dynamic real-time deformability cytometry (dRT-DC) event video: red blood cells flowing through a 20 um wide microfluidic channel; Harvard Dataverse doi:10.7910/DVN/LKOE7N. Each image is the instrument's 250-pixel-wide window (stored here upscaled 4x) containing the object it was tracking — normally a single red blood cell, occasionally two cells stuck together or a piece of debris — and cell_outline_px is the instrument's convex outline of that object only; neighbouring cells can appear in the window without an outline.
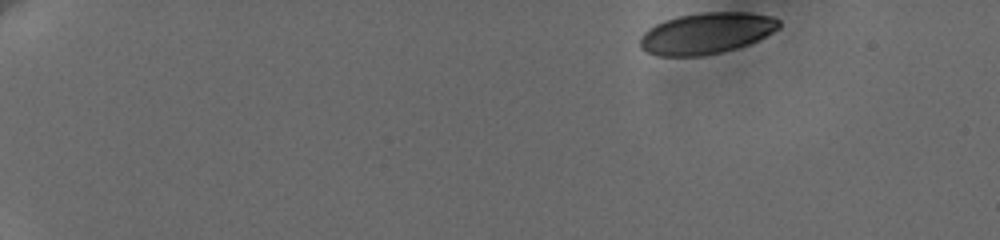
{"species": "human", "species_latin": "Homo sapiens", "temperature_condition": "cold", "stored_images_in_passage": 19, "camera_frame_rate_fps": 3000, "um_per_image_px": 0.085, "donor": {"sex": "female"}, "frame": {"image": 1, "passage_image": 1, "time_ms": 0.0, "image_size_px": [1000, 240], "cell_outline_px": [[780, 28], [748, 44], [736, 48], [720, 52], [700, 56], [660, 56], [648, 52], [640, 48], [640, 36], [648, 28], [664, 20], [680, 16], [704, 12], [748, 12], [772, 16], [780, 20]], "centroid_in_image_um": [60.04, 2.82], "position_along_channel_um": 25.0, "area_um2": 33.23}}
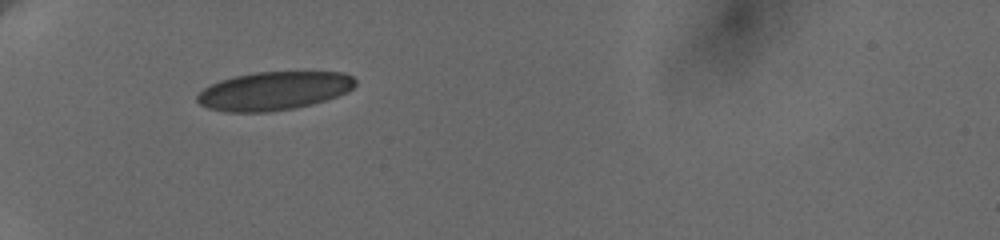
{"frame": {"image": 2, "passage_image": 18, "time_ms": 4.333, "image_size_px": [1000, 240], "cell_outline_px": [[356, 84], [352, 88], [336, 96], [312, 104], [292, 108], [268, 112], [224, 112], [208, 108], [200, 104], [196, 100], [196, 96], [204, 88], [220, 80], [236, 76], [256, 72], [344, 72], [352, 76], [356, 80]], "centroid_in_image_um": [23.26, 7.72], "position_along_channel_um": 61.7, "area_um2": 35.2}}